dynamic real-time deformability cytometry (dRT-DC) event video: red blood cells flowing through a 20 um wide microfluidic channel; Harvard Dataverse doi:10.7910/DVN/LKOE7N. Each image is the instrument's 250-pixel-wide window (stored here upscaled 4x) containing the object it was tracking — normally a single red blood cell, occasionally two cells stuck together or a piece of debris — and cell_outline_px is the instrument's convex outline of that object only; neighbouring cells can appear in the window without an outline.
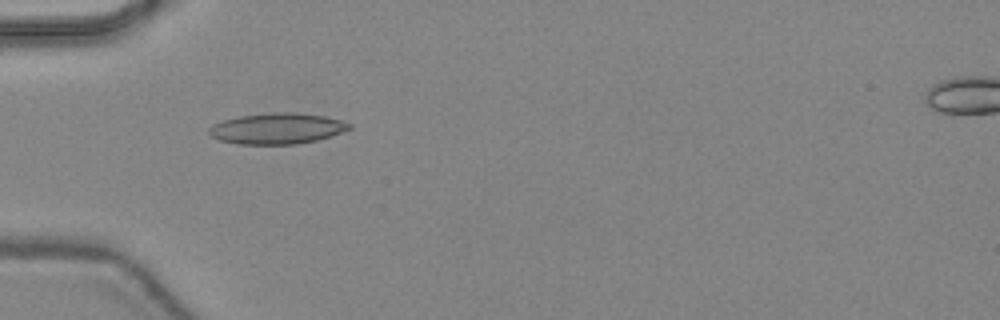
{"species": "common noctule bat (a hibernating species)", "species_latin": "Nyctalus noctula", "temperature_condition": "warm", "stored_images_in_passage": 47, "camera_frame_rate_fps": 3000, "um_per_image_px": 0.085, "animal": {"sex": "female", "body_mass_g": 24.6, "forearm_length_mm": 56.2}, "frame": {"image": 1, "passage_image": 16, "time_ms": 5.0, "image_size_px": [1000, 320], "cell_outline_px": [[352, 128], [316, 140], [296, 144], [236, 144], [220, 140], [208, 136], [208, 128], [212, 124], [224, 120], [240, 116], [272, 112], [296, 112], [324, 116], [340, 120], [352, 124]], "centroid_in_image_um": [23.5, 10.92], "position_along_channel_um": 61.5, "area_um2": 25.26}}
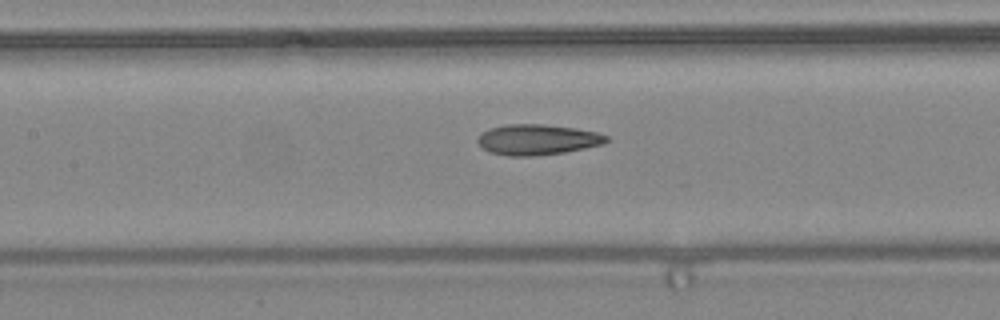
{"frame": {"image": 2, "passage_image": 23, "time_ms": 7.333, "image_size_px": [1000, 320], "cell_outline_px": [[608, 140], [604, 144], [564, 152], [536, 156], [508, 156], [488, 152], [476, 140], [488, 128], [508, 124], [544, 124], [576, 128], [596, 132], [608, 136]], "centroid_in_image_um": [45.68, 11.87], "position_along_channel_um": 161.7, "area_um2": 22.89}}
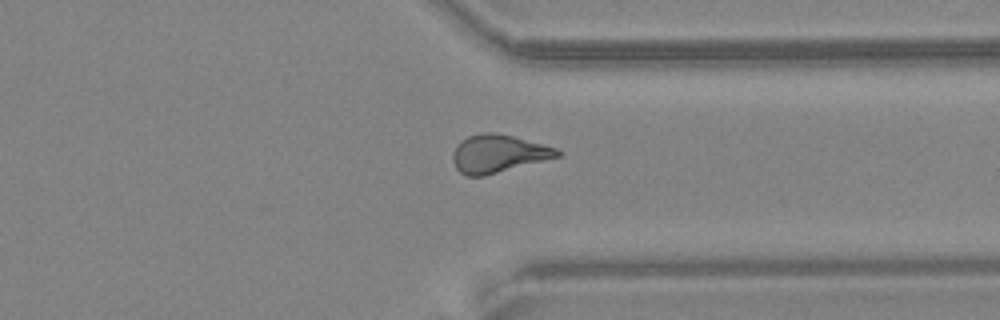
{"frame": {"image": 3, "passage_image": 37, "time_ms": 12.0, "image_size_px": [1000, 320], "cell_outline_px": [[564, 152], [560, 156], [484, 176], [468, 176], [460, 172], [456, 168], [452, 160], [452, 152], [456, 144], [460, 140], [468, 136], [480, 132], [496, 132], [512, 136], [556, 148]], "centroid_in_image_um": [42.31, 13.05], "position_along_channel_um": 369.1, "area_um2": 23.12}, "authors_computed_cell_mechanics": {"area_um2": 22.9466, "velocity_mm_per_s": 4.4572, "shape_relaxation_time_tau1_ms": null, "shape_relaxation_time_tau2_ms": 2.6082, "deformation_change_tau1": null, "deformation_change_tau2": 0.1188}}